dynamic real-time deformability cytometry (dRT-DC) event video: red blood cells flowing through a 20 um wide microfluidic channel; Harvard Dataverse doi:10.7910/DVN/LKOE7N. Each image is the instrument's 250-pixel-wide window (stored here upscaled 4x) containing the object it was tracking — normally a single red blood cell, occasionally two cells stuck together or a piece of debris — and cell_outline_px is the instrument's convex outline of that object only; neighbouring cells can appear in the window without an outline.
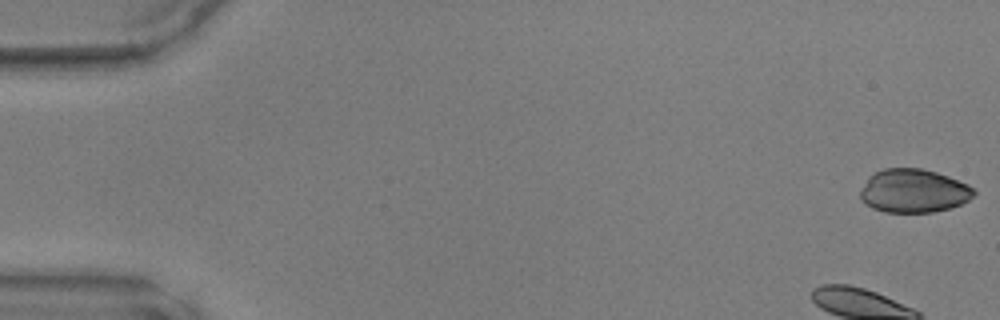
{"species": "common noctule bat (a hibernating species)", "species_latin": "Nyctalus noctula", "temperature_condition": "warm", "stored_images_in_passage": 45, "camera_frame_rate_fps": 3000, "um_per_image_px": 0.085, "animal": {"sex": "male", "body_mass_g": 17.9, "forearm_length_mm": 54.2}, "frame": {"image": 1, "passage_image": 1, "time_ms": 0.0, "image_size_px": [1000, 320], "cell_outline_px": [[976, 192], [968, 200], [960, 204], [948, 208], [932, 212], [884, 212], [872, 208], [864, 204], [860, 200], [860, 192], [868, 176], [884, 168], [920, 168], [936, 172], [948, 176], [968, 184]], "centroid_in_image_um": [77.62, 16.22], "position_along_channel_um": 7.4, "area_um2": 28.78}}